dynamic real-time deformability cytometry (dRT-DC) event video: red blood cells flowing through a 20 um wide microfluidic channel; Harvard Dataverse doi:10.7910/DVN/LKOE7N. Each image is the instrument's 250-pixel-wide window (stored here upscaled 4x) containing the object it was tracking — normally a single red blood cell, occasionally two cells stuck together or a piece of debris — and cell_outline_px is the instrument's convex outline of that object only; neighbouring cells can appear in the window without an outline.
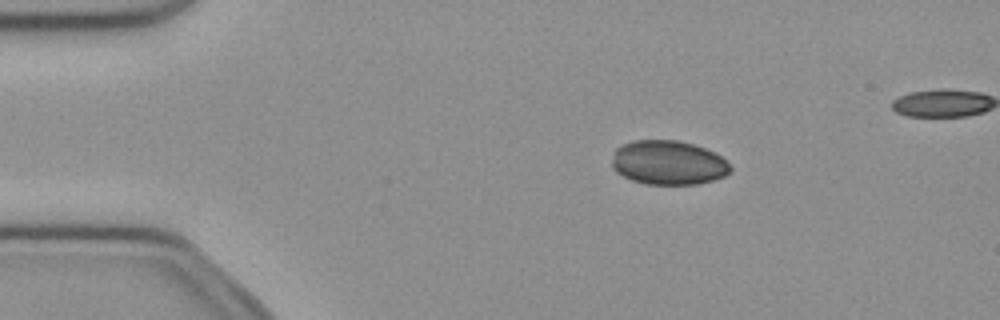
{"species": "common noctule bat (a hibernating species)", "species_latin": "Nyctalus noctula", "temperature_condition": "cold", "stored_images_in_passage": 48, "camera_frame_rate_fps": 3000, "um_per_image_px": 0.085, "animal": {"sex": "female", "body_mass_g": 21.9}, "frame": {"image": 1, "passage_image": 9, "time_ms": 2.667, "image_size_px": [1000, 320], "cell_outline_px": [[732, 172], [724, 176], [712, 180], [696, 184], [644, 184], [632, 180], [616, 172], [612, 168], [612, 152], [616, 148], [632, 140], [676, 140], [692, 144], [704, 148], [720, 156], [732, 168]], "centroid_in_image_um": [56.77, 13.83], "position_along_channel_um": 28.2, "area_um2": 30.52}}
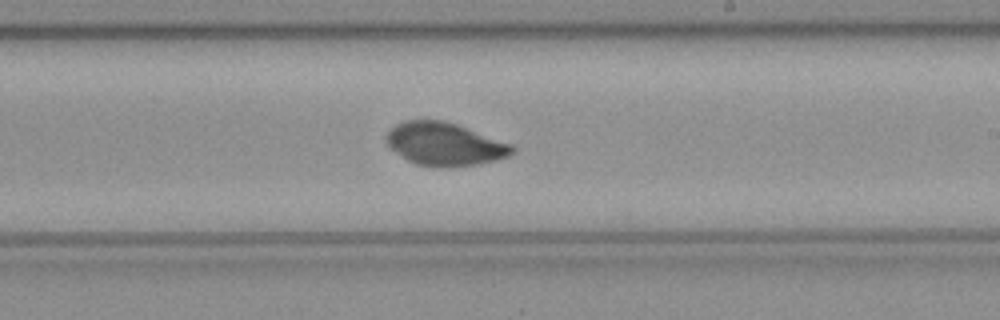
{"frame": {"image": 2, "passage_image": 30, "time_ms": 9.667, "image_size_px": [1000, 320], "cell_outline_px": [[516, 152], [508, 156], [496, 160], [476, 164], [416, 164], [408, 160], [392, 148], [388, 144], [388, 132], [396, 124], [404, 120], [444, 120], [456, 124], [512, 144], [516, 148]], "centroid_in_image_um": [37.85, 12.2], "position_along_channel_um": 251.2, "area_um2": 30.35}}
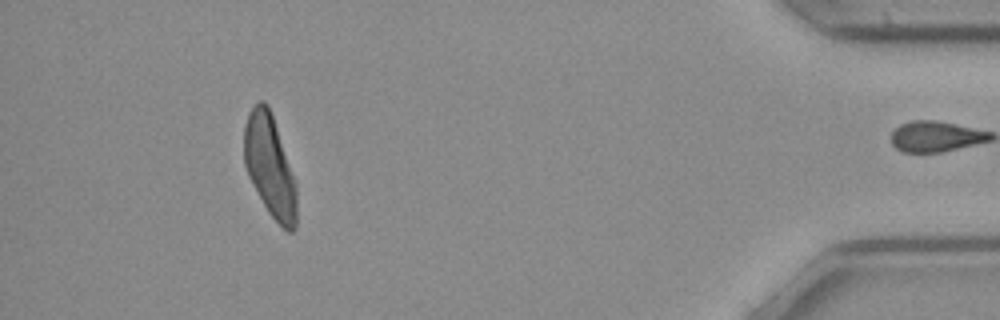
{"frame": {"image": 3, "passage_image": 47, "time_ms": 15.333, "image_size_px": [1000, 320], "cell_outline_px": [[296, 228], [292, 232], [288, 232], [268, 212], [252, 184], [248, 176], [244, 164], [244, 124], [248, 112], [260, 100], [264, 100], [268, 104], [296, 180]], "centroid_in_image_um": [22.93, 14.11], "position_along_channel_um": 412.3, "area_um2": 31.27}}